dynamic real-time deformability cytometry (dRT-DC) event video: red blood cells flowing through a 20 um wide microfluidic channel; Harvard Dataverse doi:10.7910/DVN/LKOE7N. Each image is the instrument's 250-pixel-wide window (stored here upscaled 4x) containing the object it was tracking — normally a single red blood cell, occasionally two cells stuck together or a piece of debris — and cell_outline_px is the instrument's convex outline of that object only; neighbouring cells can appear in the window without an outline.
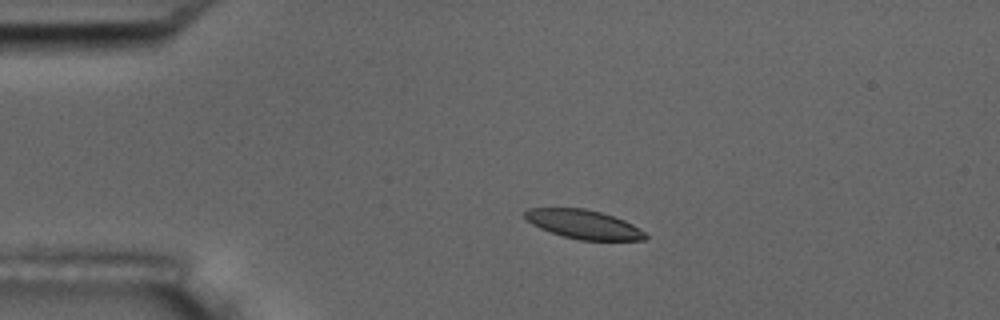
{"species": "common noctule bat (a hibernating species)", "species_latin": "Nyctalus noctula", "temperature_condition": "room temperature", "stored_images_in_passage": 3, "camera_frame_rate_fps": 3000, "um_per_image_px": 0.085, "animal": {"sex": "male", "body_mass_g": 17.5, "forearm_length_mm": 52.3}, "frame": {"image": 1, "passage_image": 2, "time_ms": 2.0, "image_size_px": [1000, 320], "cell_outline_px": [[648, 236], [644, 240], [580, 240], [564, 236], [540, 228], [524, 220], [524, 212], [528, 208], [584, 208], [600, 212], [624, 220], [632, 224], [644, 232]], "centroid_in_image_um": [49.57, 19.06], "position_along_channel_um": 35.4, "area_um2": 20.17}}